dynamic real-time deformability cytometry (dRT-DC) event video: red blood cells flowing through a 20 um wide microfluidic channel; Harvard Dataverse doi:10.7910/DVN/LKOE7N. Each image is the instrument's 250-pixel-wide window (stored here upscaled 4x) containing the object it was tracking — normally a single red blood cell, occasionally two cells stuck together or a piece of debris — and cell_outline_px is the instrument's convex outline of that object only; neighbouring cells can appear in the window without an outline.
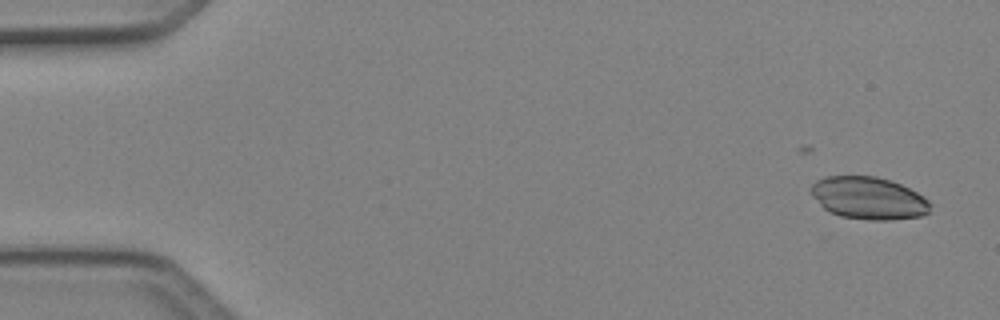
{"species": "Egyptian fruit bat (a non-hibernating species)", "species_latin": "Rousettus aegyptiacus", "temperature_condition": "cold", "stored_images_in_passage": 7, "camera_frame_rate_fps": 3000, "um_per_image_px": 0.085, "animal": {"sex": "female"}, "frame": {"image": 1, "passage_image": 2, "time_ms": 0.333, "image_size_px": [1000, 320], "cell_outline_px": [[932, 204], [928, 212], [920, 216], [892, 220], [868, 220], [840, 216], [828, 212], [812, 196], [812, 184], [816, 180], [824, 176], [876, 176], [892, 180], [924, 196]], "centroid_in_image_um": [73.83, 16.84], "position_along_channel_um": 11.2, "area_um2": 29.59}}
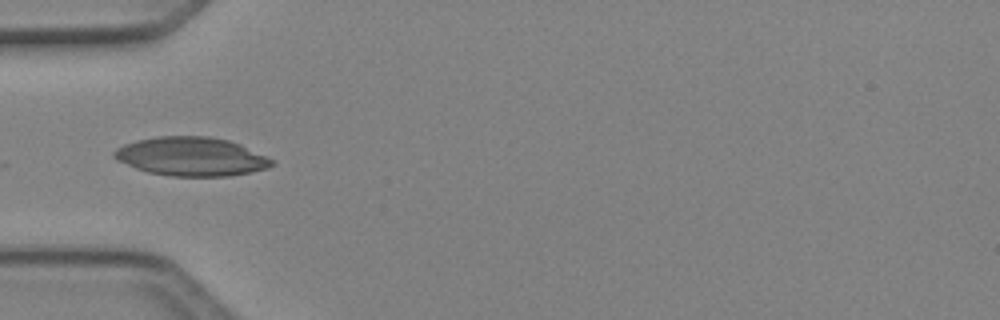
{"frame": {"image": 2, "passage_image": 6, "time_ms": 1.667, "image_size_px": [1000, 320], "cell_outline_px": [[276, 164], [268, 168], [228, 176], [172, 176], [148, 172], [136, 168], [116, 160], [112, 156], [112, 152], [116, 148], [124, 144], [136, 140], [156, 136], [212, 136], [228, 140], [240, 144], [276, 160]], "centroid_in_image_um": [16.26, 13.3], "position_along_channel_um": 68.7, "area_um2": 35.84}}
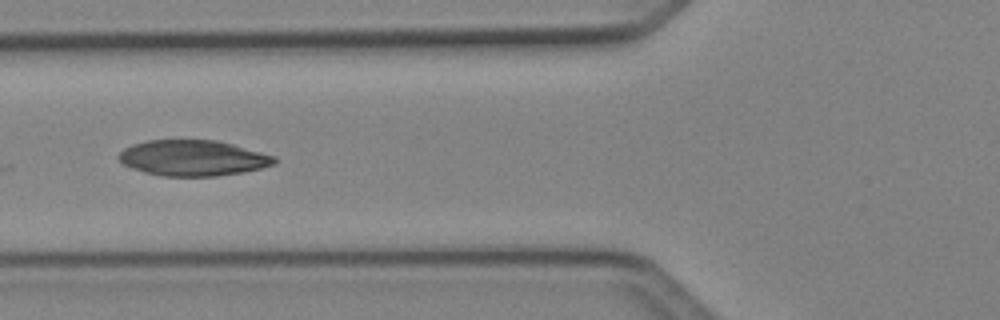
{"frame": {"image": 3, "passage_image": 7, "time_ms": 2.0, "image_size_px": [1000, 320], "cell_outline_px": [[276, 164], [244, 172], [216, 176], [164, 176], [144, 172], [132, 168], [124, 164], [116, 156], [124, 148], [132, 144], [148, 140], [216, 140], [232, 144], [276, 156]], "centroid_in_image_um": [16.4, 13.43], "position_along_channel_um": 109.4, "area_um2": 32.37}}